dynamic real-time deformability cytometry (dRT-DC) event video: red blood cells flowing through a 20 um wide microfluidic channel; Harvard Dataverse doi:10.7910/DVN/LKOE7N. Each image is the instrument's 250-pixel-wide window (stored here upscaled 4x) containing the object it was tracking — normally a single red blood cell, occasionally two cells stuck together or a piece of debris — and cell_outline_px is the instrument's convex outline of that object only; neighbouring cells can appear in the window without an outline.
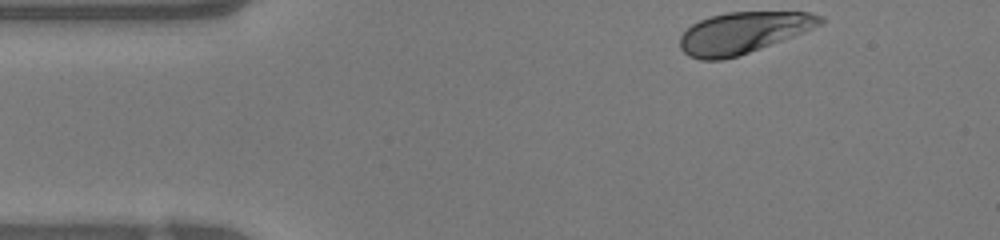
{"species": "human", "species_latin": "Homo sapiens", "temperature_condition": "warm", "stored_images_in_passage": 36, "camera_frame_rate_fps": 3000, "um_per_image_px": 0.085, "donor": {"sex": "female"}, "frame": {"image": 1, "passage_image": 1, "time_ms": 0.0, "image_size_px": [1000, 240], "cell_outline_px": [[824, 24], [804, 32], [760, 48], [736, 56], [720, 60], [700, 60], [688, 56], [680, 48], [680, 36], [692, 24], [700, 20], [712, 16], [728, 12], [812, 12], [824, 16]], "centroid_in_image_um": [63.18, 2.77], "position_along_channel_um": 21.8, "area_um2": 33.64}}
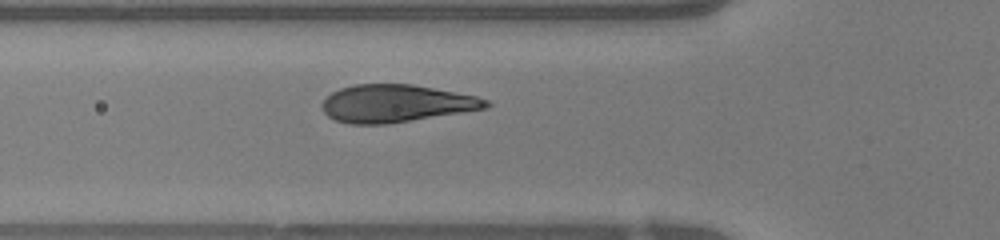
{"frame": {"image": 2, "passage_image": 11, "time_ms": 3.333, "image_size_px": [1000, 240], "cell_outline_px": [[492, 104], [488, 108], [388, 124], [348, 124], [336, 120], [328, 116], [324, 112], [320, 104], [332, 92], [340, 88], [356, 84], [412, 84], [476, 96], [488, 100]], "centroid_in_image_um": [33.66, 8.8], "position_along_channel_um": 92.1, "area_um2": 35.84}}
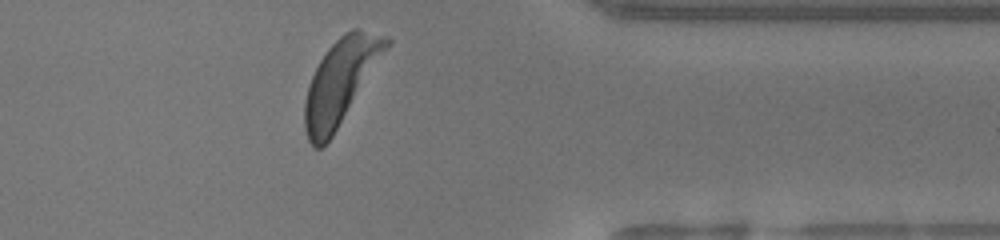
{"frame": {"image": 3, "passage_image": 33, "time_ms": 10.667, "image_size_px": [1000, 240], "cell_outline_px": [[392, 40], [332, 136], [320, 148], [316, 148], [308, 140], [304, 128], [304, 100], [308, 84], [320, 60], [328, 48], [344, 32], [352, 28], [360, 28], [384, 36]], "centroid_in_image_um": [28.9, 6.91], "position_along_channel_um": 382.5, "area_um2": 39.19}, "authors_computed_cell_mechanics": {"area_um2": 36.4718, "velocity_mm_per_s": 4.1901, "shape_relaxation_time_tau1_ms": 2.069, "shape_relaxation_time_tau2_ms": null, "deformation_change_tau1": 0.155, "deformation_change_tau2": null}}